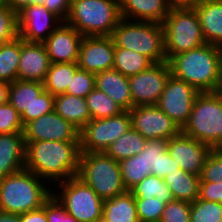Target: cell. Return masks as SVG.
<instances>
[{"mask_svg": "<svg viewBox=\"0 0 222 222\" xmlns=\"http://www.w3.org/2000/svg\"><path fill=\"white\" fill-rule=\"evenodd\" d=\"M24 169L33 172L46 183L66 181L77 176L80 142L38 141L25 142Z\"/></svg>", "mask_w": 222, "mask_h": 222, "instance_id": "cell-1", "label": "cell"}, {"mask_svg": "<svg viewBox=\"0 0 222 222\" xmlns=\"http://www.w3.org/2000/svg\"><path fill=\"white\" fill-rule=\"evenodd\" d=\"M167 62L175 78L199 92H216L222 77V47L205 43L172 56Z\"/></svg>", "mask_w": 222, "mask_h": 222, "instance_id": "cell-2", "label": "cell"}, {"mask_svg": "<svg viewBox=\"0 0 222 222\" xmlns=\"http://www.w3.org/2000/svg\"><path fill=\"white\" fill-rule=\"evenodd\" d=\"M51 195L44 180L23 169L0 180V211L20 215L36 210Z\"/></svg>", "mask_w": 222, "mask_h": 222, "instance_id": "cell-3", "label": "cell"}, {"mask_svg": "<svg viewBox=\"0 0 222 222\" xmlns=\"http://www.w3.org/2000/svg\"><path fill=\"white\" fill-rule=\"evenodd\" d=\"M115 47L134 50L153 63L167 62L163 25L121 18L111 34Z\"/></svg>", "mask_w": 222, "mask_h": 222, "instance_id": "cell-4", "label": "cell"}, {"mask_svg": "<svg viewBox=\"0 0 222 222\" xmlns=\"http://www.w3.org/2000/svg\"><path fill=\"white\" fill-rule=\"evenodd\" d=\"M120 19L119 0H71L65 22L82 36H111Z\"/></svg>", "mask_w": 222, "mask_h": 222, "instance_id": "cell-5", "label": "cell"}, {"mask_svg": "<svg viewBox=\"0 0 222 222\" xmlns=\"http://www.w3.org/2000/svg\"><path fill=\"white\" fill-rule=\"evenodd\" d=\"M182 132L212 149L222 148V99L216 92L198 94Z\"/></svg>", "mask_w": 222, "mask_h": 222, "instance_id": "cell-6", "label": "cell"}, {"mask_svg": "<svg viewBox=\"0 0 222 222\" xmlns=\"http://www.w3.org/2000/svg\"><path fill=\"white\" fill-rule=\"evenodd\" d=\"M77 177L90 186L102 200L127 192L119 162L105 152H81Z\"/></svg>", "mask_w": 222, "mask_h": 222, "instance_id": "cell-7", "label": "cell"}, {"mask_svg": "<svg viewBox=\"0 0 222 222\" xmlns=\"http://www.w3.org/2000/svg\"><path fill=\"white\" fill-rule=\"evenodd\" d=\"M162 25L167 61L206 43L195 9H171Z\"/></svg>", "mask_w": 222, "mask_h": 222, "instance_id": "cell-8", "label": "cell"}, {"mask_svg": "<svg viewBox=\"0 0 222 222\" xmlns=\"http://www.w3.org/2000/svg\"><path fill=\"white\" fill-rule=\"evenodd\" d=\"M56 184L61 191H57L54 196L78 222H97L103 219L104 200L79 177L74 176L54 185Z\"/></svg>", "mask_w": 222, "mask_h": 222, "instance_id": "cell-9", "label": "cell"}, {"mask_svg": "<svg viewBox=\"0 0 222 222\" xmlns=\"http://www.w3.org/2000/svg\"><path fill=\"white\" fill-rule=\"evenodd\" d=\"M54 97L38 81L15 80L10 83L8 102L21 115L23 125L54 111Z\"/></svg>", "mask_w": 222, "mask_h": 222, "instance_id": "cell-10", "label": "cell"}, {"mask_svg": "<svg viewBox=\"0 0 222 222\" xmlns=\"http://www.w3.org/2000/svg\"><path fill=\"white\" fill-rule=\"evenodd\" d=\"M131 127L128 111L105 119H92L80 130V151L105 152Z\"/></svg>", "mask_w": 222, "mask_h": 222, "instance_id": "cell-11", "label": "cell"}, {"mask_svg": "<svg viewBox=\"0 0 222 222\" xmlns=\"http://www.w3.org/2000/svg\"><path fill=\"white\" fill-rule=\"evenodd\" d=\"M170 76L168 62H161L128 77L133 106L157 105Z\"/></svg>", "mask_w": 222, "mask_h": 222, "instance_id": "cell-12", "label": "cell"}, {"mask_svg": "<svg viewBox=\"0 0 222 222\" xmlns=\"http://www.w3.org/2000/svg\"><path fill=\"white\" fill-rule=\"evenodd\" d=\"M199 93L194 86L171 75L157 106L182 129L190 118Z\"/></svg>", "mask_w": 222, "mask_h": 222, "instance_id": "cell-13", "label": "cell"}, {"mask_svg": "<svg viewBox=\"0 0 222 222\" xmlns=\"http://www.w3.org/2000/svg\"><path fill=\"white\" fill-rule=\"evenodd\" d=\"M131 125L147 140L171 139L182 129L157 105L133 107L128 111Z\"/></svg>", "mask_w": 222, "mask_h": 222, "instance_id": "cell-14", "label": "cell"}, {"mask_svg": "<svg viewBox=\"0 0 222 222\" xmlns=\"http://www.w3.org/2000/svg\"><path fill=\"white\" fill-rule=\"evenodd\" d=\"M23 137L25 142H80V130L53 111L26 123Z\"/></svg>", "mask_w": 222, "mask_h": 222, "instance_id": "cell-15", "label": "cell"}, {"mask_svg": "<svg viewBox=\"0 0 222 222\" xmlns=\"http://www.w3.org/2000/svg\"><path fill=\"white\" fill-rule=\"evenodd\" d=\"M17 18L18 36L28 42L43 43L63 22L43 4H31L24 7L17 13Z\"/></svg>", "mask_w": 222, "mask_h": 222, "instance_id": "cell-16", "label": "cell"}, {"mask_svg": "<svg viewBox=\"0 0 222 222\" xmlns=\"http://www.w3.org/2000/svg\"><path fill=\"white\" fill-rule=\"evenodd\" d=\"M115 45L111 36H83L77 65L79 69L97 74L113 69Z\"/></svg>", "mask_w": 222, "mask_h": 222, "instance_id": "cell-17", "label": "cell"}, {"mask_svg": "<svg viewBox=\"0 0 222 222\" xmlns=\"http://www.w3.org/2000/svg\"><path fill=\"white\" fill-rule=\"evenodd\" d=\"M212 148L182 131L168 140L167 151L184 171L201 176L202 170Z\"/></svg>", "mask_w": 222, "mask_h": 222, "instance_id": "cell-18", "label": "cell"}, {"mask_svg": "<svg viewBox=\"0 0 222 222\" xmlns=\"http://www.w3.org/2000/svg\"><path fill=\"white\" fill-rule=\"evenodd\" d=\"M83 36L62 22L43 42L51 63L77 62Z\"/></svg>", "mask_w": 222, "mask_h": 222, "instance_id": "cell-19", "label": "cell"}, {"mask_svg": "<svg viewBox=\"0 0 222 222\" xmlns=\"http://www.w3.org/2000/svg\"><path fill=\"white\" fill-rule=\"evenodd\" d=\"M50 59L41 42H28L21 38V56L17 80L38 81L43 83L50 68Z\"/></svg>", "mask_w": 222, "mask_h": 222, "instance_id": "cell-20", "label": "cell"}, {"mask_svg": "<svg viewBox=\"0 0 222 222\" xmlns=\"http://www.w3.org/2000/svg\"><path fill=\"white\" fill-rule=\"evenodd\" d=\"M25 150L23 133L0 134V180L24 169Z\"/></svg>", "mask_w": 222, "mask_h": 222, "instance_id": "cell-21", "label": "cell"}, {"mask_svg": "<svg viewBox=\"0 0 222 222\" xmlns=\"http://www.w3.org/2000/svg\"><path fill=\"white\" fill-rule=\"evenodd\" d=\"M121 18L162 24L170 13L167 0H119Z\"/></svg>", "mask_w": 222, "mask_h": 222, "instance_id": "cell-22", "label": "cell"}, {"mask_svg": "<svg viewBox=\"0 0 222 222\" xmlns=\"http://www.w3.org/2000/svg\"><path fill=\"white\" fill-rule=\"evenodd\" d=\"M95 87L108 94L124 111L134 107L128 77L119 71L110 69L95 74Z\"/></svg>", "mask_w": 222, "mask_h": 222, "instance_id": "cell-23", "label": "cell"}, {"mask_svg": "<svg viewBox=\"0 0 222 222\" xmlns=\"http://www.w3.org/2000/svg\"><path fill=\"white\" fill-rule=\"evenodd\" d=\"M195 11L206 43L222 47V0L202 1Z\"/></svg>", "mask_w": 222, "mask_h": 222, "instance_id": "cell-24", "label": "cell"}, {"mask_svg": "<svg viewBox=\"0 0 222 222\" xmlns=\"http://www.w3.org/2000/svg\"><path fill=\"white\" fill-rule=\"evenodd\" d=\"M54 111L79 130L91 120L86 99L71 94L56 95Z\"/></svg>", "mask_w": 222, "mask_h": 222, "instance_id": "cell-25", "label": "cell"}, {"mask_svg": "<svg viewBox=\"0 0 222 222\" xmlns=\"http://www.w3.org/2000/svg\"><path fill=\"white\" fill-rule=\"evenodd\" d=\"M163 180L174 200L193 203L199 198L200 176L178 168L166 175Z\"/></svg>", "mask_w": 222, "mask_h": 222, "instance_id": "cell-26", "label": "cell"}, {"mask_svg": "<svg viewBox=\"0 0 222 222\" xmlns=\"http://www.w3.org/2000/svg\"><path fill=\"white\" fill-rule=\"evenodd\" d=\"M103 219L106 222H140L135 197L129 192L104 200Z\"/></svg>", "mask_w": 222, "mask_h": 222, "instance_id": "cell-27", "label": "cell"}, {"mask_svg": "<svg viewBox=\"0 0 222 222\" xmlns=\"http://www.w3.org/2000/svg\"><path fill=\"white\" fill-rule=\"evenodd\" d=\"M147 141L137 130L132 127L113 142L105 151V153L120 162L123 159L130 158L139 154Z\"/></svg>", "mask_w": 222, "mask_h": 222, "instance_id": "cell-28", "label": "cell"}, {"mask_svg": "<svg viewBox=\"0 0 222 222\" xmlns=\"http://www.w3.org/2000/svg\"><path fill=\"white\" fill-rule=\"evenodd\" d=\"M78 69L77 62L51 63L43 82L44 89L53 96L66 93L67 87Z\"/></svg>", "mask_w": 222, "mask_h": 222, "instance_id": "cell-29", "label": "cell"}, {"mask_svg": "<svg viewBox=\"0 0 222 222\" xmlns=\"http://www.w3.org/2000/svg\"><path fill=\"white\" fill-rule=\"evenodd\" d=\"M154 63L134 50L115 47L113 69L130 77L148 69Z\"/></svg>", "mask_w": 222, "mask_h": 222, "instance_id": "cell-30", "label": "cell"}, {"mask_svg": "<svg viewBox=\"0 0 222 222\" xmlns=\"http://www.w3.org/2000/svg\"><path fill=\"white\" fill-rule=\"evenodd\" d=\"M21 56V38L5 42L0 46V81L12 83L17 80Z\"/></svg>", "mask_w": 222, "mask_h": 222, "instance_id": "cell-31", "label": "cell"}, {"mask_svg": "<svg viewBox=\"0 0 222 222\" xmlns=\"http://www.w3.org/2000/svg\"><path fill=\"white\" fill-rule=\"evenodd\" d=\"M129 192L135 198H154L168 203L174 200L170 189L165 184L163 178L149 174L141 182L132 187Z\"/></svg>", "mask_w": 222, "mask_h": 222, "instance_id": "cell-32", "label": "cell"}, {"mask_svg": "<svg viewBox=\"0 0 222 222\" xmlns=\"http://www.w3.org/2000/svg\"><path fill=\"white\" fill-rule=\"evenodd\" d=\"M88 110L92 119H105L124 112L108 94L99 91L96 87L86 96Z\"/></svg>", "mask_w": 222, "mask_h": 222, "instance_id": "cell-33", "label": "cell"}, {"mask_svg": "<svg viewBox=\"0 0 222 222\" xmlns=\"http://www.w3.org/2000/svg\"><path fill=\"white\" fill-rule=\"evenodd\" d=\"M119 166L122 181L127 191L150 174L149 169H147L144 150L137 155L121 160Z\"/></svg>", "mask_w": 222, "mask_h": 222, "instance_id": "cell-34", "label": "cell"}, {"mask_svg": "<svg viewBox=\"0 0 222 222\" xmlns=\"http://www.w3.org/2000/svg\"><path fill=\"white\" fill-rule=\"evenodd\" d=\"M222 203L197 199L191 203L190 222H220Z\"/></svg>", "mask_w": 222, "mask_h": 222, "instance_id": "cell-35", "label": "cell"}, {"mask_svg": "<svg viewBox=\"0 0 222 222\" xmlns=\"http://www.w3.org/2000/svg\"><path fill=\"white\" fill-rule=\"evenodd\" d=\"M18 37V18L3 1L0 4V46Z\"/></svg>", "mask_w": 222, "mask_h": 222, "instance_id": "cell-36", "label": "cell"}, {"mask_svg": "<svg viewBox=\"0 0 222 222\" xmlns=\"http://www.w3.org/2000/svg\"><path fill=\"white\" fill-rule=\"evenodd\" d=\"M137 215L140 222H159L166 203L156 197L144 199L135 198Z\"/></svg>", "mask_w": 222, "mask_h": 222, "instance_id": "cell-37", "label": "cell"}, {"mask_svg": "<svg viewBox=\"0 0 222 222\" xmlns=\"http://www.w3.org/2000/svg\"><path fill=\"white\" fill-rule=\"evenodd\" d=\"M21 115L9 103L0 106V134L23 133Z\"/></svg>", "mask_w": 222, "mask_h": 222, "instance_id": "cell-38", "label": "cell"}, {"mask_svg": "<svg viewBox=\"0 0 222 222\" xmlns=\"http://www.w3.org/2000/svg\"><path fill=\"white\" fill-rule=\"evenodd\" d=\"M95 88V74L78 69L69 83L66 94L86 98Z\"/></svg>", "mask_w": 222, "mask_h": 222, "instance_id": "cell-39", "label": "cell"}, {"mask_svg": "<svg viewBox=\"0 0 222 222\" xmlns=\"http://www.w3.org/2000/svg\"><path fill=\"white\" fill-rule=\"evenodd\" d=\"M220 180H222V148L211 150L200 176V182L219 183Z\"/></svg>", "mask_w": 222, "mask_h": 222, "instance_id": "cell-40", "label": "cell"}, {"mask_svg": "<svg viewBox=\"0 0 222 222\" xmlns=\"http://www.w3.org/2000/svg\"><path fill=\"white\" fill-rule=\"evenodd\" d=\"M191 203L172 200L165 205L159 222H190Z\"/></svg>", "mask_w": 222, "mask_h": 222, "instance_id": "cell-41", "label": "cell"}, {"mask_svg": "<svg viewBox=\"0 0 222 222\" xmlns=\"http://www.w3.org/2000/svg\"><path fill=\"white\" fill-rule=\"evenodd\" d=\"M167 139H151L147 140L144 145L145 161L150 174L157 176V162L160 156L167 151Z\"/></svg>", "mask_w": 222, "mask_h": 222, "instance_id": "cell-42", "label": "cell"}, {"mask_svg": "<svg viewBox=\"0 0 222 222\" xmlns=\"http://www.w3.org/2000/svg\"><path fill=\"white\" fill-rule=\"evenodd\" d=\"M52 195L45 201V211L48 222H78L73 216L69 215L65 207L59 200Z\"/></svg>", "mask_w": 222, "mask_h": 222, "instance_id": "cell-43", "label": "cell"}, {"mask_svg": "<svg viewBox=\"0 0 222 222\" xmlns=\"http://www.w3.org/2000/svg\"><path fill=\"white\" fill-rule=\"evenodd\" d=\"M199 199L222 203V180L219 183L200 182Z\"/></svg>", "mask_w": 222, "mask_h": 222, "instance_id": "cell-44", "label": "cell"}, {"mask_svg": "<svg viewBox=\"0 0 222 222\" xmlns=\"http://www.w3.org/2000/svg\"><path fill=\"white\" fill-rule=\"evenodd\" d=\"M43 5L65 22L70 13L71 0H45Z\"/></svg>", "mask_w": 222, "mask_h": 222, "instance_id": "cell-45", "label": "cell"}, {"mask_svg": "<svg viewBox=\"0 0 222 222\" xmlns=\"http://www.w3.org/2000/svg\"><path fill=\"white\" fill-rule=\"evenodd\" d=\"M178 168H180L179 164L170 156L169 152L166 151L163 156L158 158L157 176L164 178Z\"/></svg>", "mask_w": 222, "mask_h": 222, "instance_id": "cell-46", "label": "cell"}, {"mask_svg": "<svg viewBox=\"0 0 222 222\" xmlns=\"http://www.w3.org/2000/svg\"><path fill=\"white\" fill-rule=\"evenodd\" d=\"M20 222H48L44 205L36 210H32L19 215Z\"/></svg>", "mask_w": 222, "mask_h": 222, "instance_id": "cell-47", "label": "cell"}, {"mask_svg": "<svg viewBox=\"0 0 222 222\" xmlns=\"http://www.w3.org/2000/svg\"><path fill=\"white\" fill-rule=\"evenodd\" d=\"M14 12L18 13L31 4H44L45 0H3Z\"/></svg>", "mask_w": 222, "mask_h": 222, "instance_id": "cell-48", "label": "cell"}, {"mask_svg": "<svg viewBox=\"0 0 222 222\" xmlns=\"http://www.w3.org/2000/svg\"><path fill=\"white\" fill-rule=\"evenodd\" d=\"M201 0H167L170 9H195Z\"/></svg>", "mask_w": 222, "mask_h": 222, "instance_id": "cell-49", "label": "cell"}, {"mask_svg": "<svg viewBox=\"0 0 222 222\" xmlns=\"http://www.w3.org/2000/svg\"><path fill=\"white\" fill-rule=\"evenodd\" d=\"M10 84L4 81H0V106L8 102Z\"/></svg>", "mask_w": 222, "mask_h": 222, "instance_id": "cell-50", "label": "cell"}, {"mask_svg": "<svg viewBox=\"0 0 222 222\" xmlns=\"http://www.w3.org/2000/svg\"><path fill=\"white\" fill-rule=\"evenodd\" d=\"M0 222H20L19 215L0 211Z\"/></svg>", "mask_w": 222, "mask_h": 222, "instance_id": "cell-51", "label": "cell"}, {"mask_svg": "<svg viewBox=\"0 0 222 222\" xmlns=\"http://www.w3.org/2000/svg\"><path fill=\"white\" fill-rule=\"evenodd\" d=\"M216 93L220 96V98L222 99V77L219 81V85H218V88L216 90Z\"/></svg>", "mask_w": 222, "mask_h": 222, "instance_id": "cell-52", "label": "cell"}, {"mask_svg": "<svg viewBox=\"0 0 222 222\" xmlns=\"http://www.w3.org/2000/svg\"><path fill=\"white\" fill-rule=\"evenodd\" d=\"M97 222H106L104 219L98 220Z\"/></svg>", "mask_w": 222, "mask_h": 222, "instance_id": "cell-53", "label": "cell"}]
</instances>
